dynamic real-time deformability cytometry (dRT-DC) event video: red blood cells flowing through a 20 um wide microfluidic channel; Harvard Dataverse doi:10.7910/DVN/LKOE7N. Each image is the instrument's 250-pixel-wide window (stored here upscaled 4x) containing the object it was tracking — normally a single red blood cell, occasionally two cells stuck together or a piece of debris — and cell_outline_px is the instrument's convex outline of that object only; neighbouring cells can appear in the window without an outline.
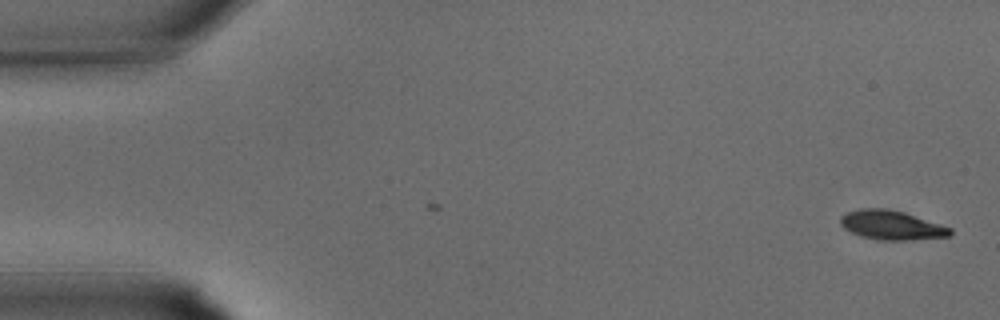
{"species": "common noctule bat (a hibernating species)", "species_latin": "Nyctalus noctula", "temperature_condition": "warm", "stored_images_in_passage": 2, "camera_frame_rate_fps": 3000, "um_per_image_px": 0.085, "animal": {"sex": "male", "body_mass_g": 15.6}, "frame": {"image": 1, "passage_image": 2, "time_ms": 0.333, "image_size_px": [1000, 320], "cell_outline_px": [[952, 232], [948, 236], [912, 240], [876, 240], [860, 236], [844, 228], [840, 224], [840, 216], [848, 212], [860, 208], [888, 208], [904, 212], [952, 228]], "centroid_in_image_um": [75.75, 19.13], "position_along_channel_um": 9.2, "area_um2": 18.73}}